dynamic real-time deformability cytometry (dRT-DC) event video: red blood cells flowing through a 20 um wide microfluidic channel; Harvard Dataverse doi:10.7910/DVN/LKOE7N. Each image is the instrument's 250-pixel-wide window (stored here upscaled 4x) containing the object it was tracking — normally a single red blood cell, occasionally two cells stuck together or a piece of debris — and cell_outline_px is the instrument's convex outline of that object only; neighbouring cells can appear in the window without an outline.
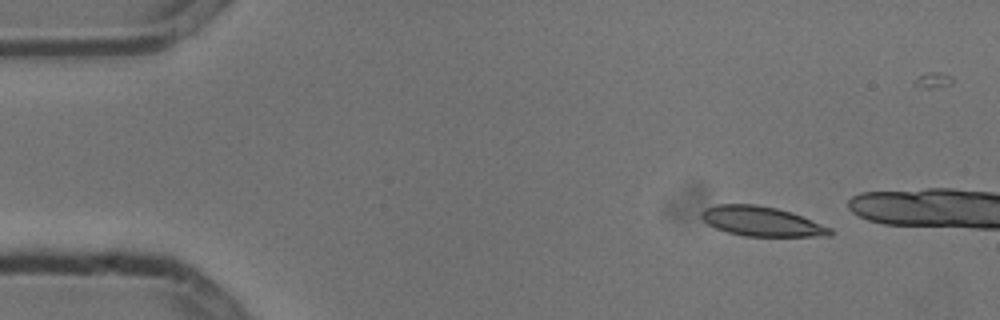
{"species": "common noctule bat (a hibernating species)", "species_latin": "Nyctalus noctula", "temperature_condition": "cold", "stored_images_in_passage": 3, "camera_frame_rate_fps": 3000, "um_per_image_px": 0.085, "animal": {"sex": "male", "body_mass_g": 13.3}, "frame": {"image": 1, "passage_image": 1, "time_ms": 0.0, "image_size_px": [1000, 320], "cell_outline_px": [[836, 232], [832, 236], [744, 236], [728, 232], [716, 228], [708, 224], [700, 216], [700, 212], [704, 208], [716, 204], [756, 204], [776, 208], [792, 212], [832, 228]], "centroid_in_image_um": [64.76, 18.81], "position_along_channel_um": 20.2, "area_um2": 22.43}}